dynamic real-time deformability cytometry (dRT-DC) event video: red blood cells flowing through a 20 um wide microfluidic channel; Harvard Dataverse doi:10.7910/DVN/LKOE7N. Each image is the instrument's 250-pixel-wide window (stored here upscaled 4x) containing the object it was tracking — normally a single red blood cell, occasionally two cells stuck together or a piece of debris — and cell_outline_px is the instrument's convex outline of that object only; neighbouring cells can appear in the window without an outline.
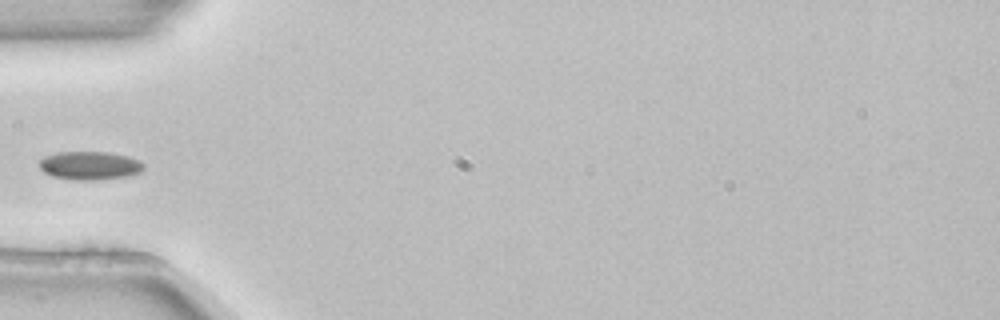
{"species": "common noctule bat (a hibernating species)", "species_latin": "Nyctalus noctula", "temperature_condition": "room temperature", "stored_images_in_passage": 1, "camera_frame_rate_fps": 3000, "um_per_image_px": 0.085, "animal": {"sex": "female", "body_mass_g": 22.7, "forearm_length_mm": 54.2}, "frame": {"image": 1, "passage_image": 1, "time_ms": 0.0, "image_size_px": [1000, 320], "cell_outline_px": [[144, 168], [140, 172], [128, 176], [96, 180], [76, 180], [52, 176], [44, 172], [40, 168], [40, 160], [44, 156], [56, 152], [108, 152], [128, 156], [144, 164]], "centroid_in_image_um": [7.62, 14.07], "position_along_channel_um": 77.4, "area_um2": 17.22}}